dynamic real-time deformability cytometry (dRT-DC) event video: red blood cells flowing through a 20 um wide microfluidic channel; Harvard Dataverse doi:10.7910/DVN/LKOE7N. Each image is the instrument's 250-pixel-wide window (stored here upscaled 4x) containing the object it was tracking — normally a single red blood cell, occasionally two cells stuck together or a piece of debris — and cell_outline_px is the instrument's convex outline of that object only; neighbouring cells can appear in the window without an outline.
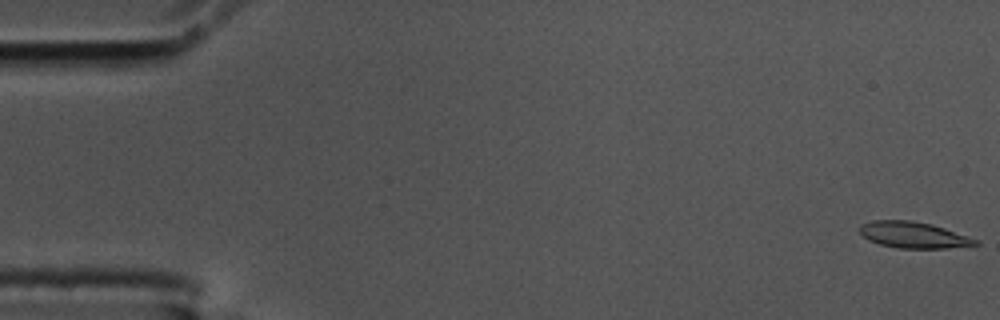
{"species": "common noctule bat (a hibernating species)", "species_latin": "Nyctalus noctula", "temperature_condition": "cold", "stored_images_in_passage": 56, "camera_frame_rate_fps": 3000, "um_per_image_px": 0.085, "animal": {"sex": "male", "body_mass_g": 17.5, "forearm_length_mm": 52.3}, "frame": {"image": 1, "passage_image": 1, "time_ms": 0.0, "image_size_px": [1000, 320], "cell_outline_px": [[980, 244], [948, 248], [896, 248], [880, 244], [868, 240], [860, 232], [860, 224], [872, 220], [908, 220], [932, 224], [980, 240]], "centroid_in_image_um": [77.65, 19.97], "position_along_channel_um": 7.4, "area_um2": 17.69}}
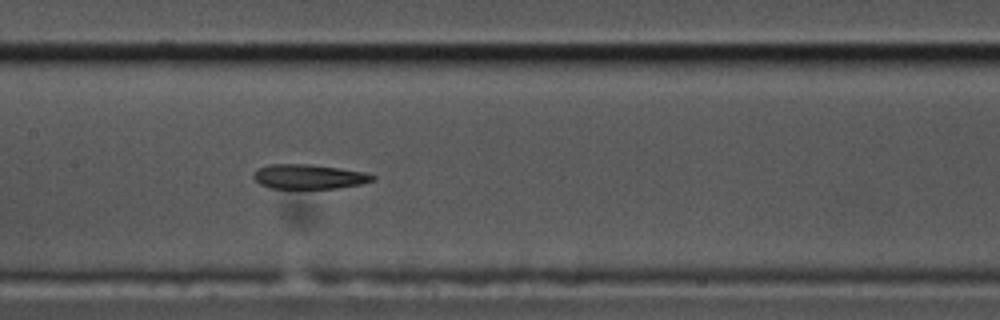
{"frame": {"image": 2, "passage_image": 27, "time_ms": 8.667, "image_size_px": [1000, 320], "cell_outline_px": [[376, 180], [360, 184], [336, 188], [268, 188], [260, 184], [252, 176], [260, 168], [272, 164], [312, 164], [340, 168], [364, 172], [376, 176]], "centroid_in_image_um": [26.29, 15.01], "position_along_channel_um": 181.1, "area_um2": 16.94}}
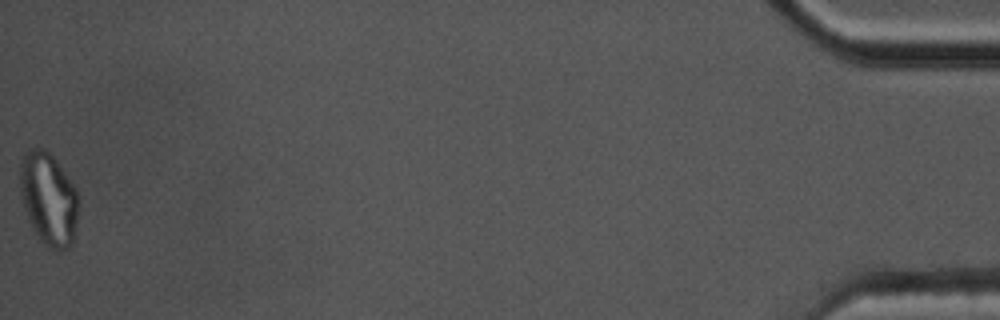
{"frame": {"image": 3, "passage_image": 56, "time_ms": 18.333, "image_size_px": [1000, 320], "cell_outline_px": [[80, 204], [72, 244], [68, 248], [48, 248], [40, 240], [32, 228], [28, 220], [24, 208], [20, 192], [20, 164], [24, 156], [36, 144], [44, 148], [56, 160], [80, 192]], "centroid_in_image_um": [4.16, 16.88], "position_along_channel_um": 431.0, "area_um2": 32.02}, "authors_computed_cell_mechanics": {"area_um2": 18.207, "velocity_mm_per_s": 3.6132, "shape_relaxation_time_tau1_ms": null, "shape_relaxation_time_tau2_ms": 4.6153, "deformation_change_tau1": null, "deformation_change_tau2": 0.1211}}